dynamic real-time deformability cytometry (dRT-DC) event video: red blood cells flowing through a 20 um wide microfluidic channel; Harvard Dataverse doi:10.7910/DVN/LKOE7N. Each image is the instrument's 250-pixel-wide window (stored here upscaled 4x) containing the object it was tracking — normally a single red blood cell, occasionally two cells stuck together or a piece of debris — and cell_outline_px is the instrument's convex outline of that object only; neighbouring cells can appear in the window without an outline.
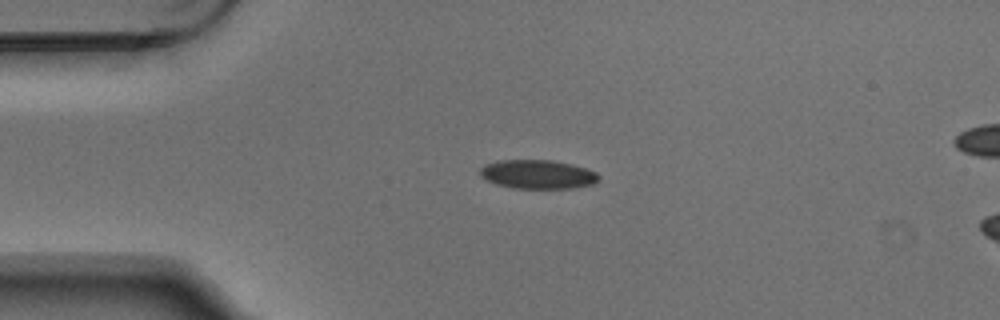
{"species": "Egyptian fruit bat (a non-hibernating species)", "species_latin": "Rousettus aegyptiacus", "temperature_condition": "warm", "stored_images_in_passage": 4, "camera_frame_rate_fps": 3000, "um_per_image_px": 0.085, "animal": {"sex": "male"}, "frame": {"image": 1, "passage_image": 3, "time_ms": 0.667, "image_size_px": [1000, 320], "cell_outline_px": [[600, 180], [596, 184], [576, 188], [512, 188], [496, 184], [480, 176], [480, 168], [484, 164], [496, 160], [552, 160], [572, 164], [596, 172], [600, 176]], "centroid_in_image_um": [45.73, 14.82], "position_along_channel_um": 39.3, "area_um2": 20.23}}